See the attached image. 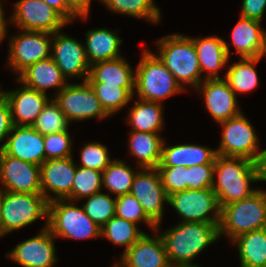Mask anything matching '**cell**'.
I'll return each instance as SVG.
<instances>
[{"label": "cell", "instance_id": "cell-14", "mask_svg": "<svg viewBox=\"0 0 266 267\" xmlns=\"http://www.w3.org/2000/svg\"><path fill=\"white\" fill-rule=\"evenodd\" d=\"M0 190L41 194L40 166L0 150Z\"/></svg>", "mask_w": 266, "mask_h": 267}, {"label": "cell", "instance_id": "cell-45", "mask_svg": "<svg viewBox=\"0 0 266 267\" xmlns=\"http://www.w3.org/2000/svg\"><path fill=\"white\" fill-rule=\"evenodd\" d=\"M266 0H243L240 17L262 22Z\"/></svg>", "mask_w": 266, "mask_h": 267}, {"label": "cell", "instance_id": "cell-11", "mask_svg": "<svg viewBox=\"0 0 266 267\" xmlns=\"http://www.w3.org/2000/svg\"><path fill=\"white\" fill-rule=\"evenodd\" d=\"M8 66L18 75L28 66L51 57L52 34L22 30L9 40Z\"/></svg>", "mask_w": 266, "mask_h": 267}, {"label": "cell", "instance_id": "cell-43", "mask_svg": "<svg viewBox=\"0 0 266 267\" xmlns=\"http://www.w3.org/2000/svg\"><path fill=\"white\" fill-rule=\"evenodd\" d=\"M215 163L187 167V189L212 188Z\"/></svg>", "mask_w": 266, "mask_h": 267}, {"label": "cell", "instance_id": "cell-29", "mask_svg": "<svg viewBox=\"0 0 266 267\" xmlns=\"http://www.w3.org/2000/svg\"><path fill=\"white\" fill-rule=\"evenodd\" d=\"M231 243L238 247L241 267H266V228L240 234Z\"/></svg>", "mask_w": 266, "mask_h": 267}, {"label": "cell", "instance_id": "cell-54", "mask_svg": "<svg viewBox=\"0 0 266 267\" xmlns=\"http://www.w3.org/2000/svg\"><path fill=\"white\" fill-rule=\"evenodd\" d=\"M111 267H121V266L116 261L115 263H113V265Z\"/></svg>", "mask_w": 266, "mask_h": 267}, {"label": "cell", "instance_id": "cell-7", "mask_svg": "<svg viewBox=\"0 0 266 267\" xmlns=\"http://www.w3.org/2000/svg\"><path fill=\"white\" fill-rule=\"evenodd\" d=\"M0 216L6 234L12 233L42 217L48 221V201L42 194L0 190Z\"/></svg>", "mask_w": 266, "mask_h": 267}, {"label": "cell", "instance_id": "cell-10", "mask_svg": "<svg viewBox=\"0 0 266 267\" xmlns=\"http://www.w3.org/2000/svg\"><path fill=\"white\" fill-rule=\"evenodd\" d=\"M68 121L104 119L110 117L103 109L100 100L88 81L69 83L53 98Z\"/></svg>", "mask_w": 266, "mask_h": 267}, {"label": "cell", "instance_id": "cell-48", "mask_svg": "<svg viewBox=\"0 0 266 267\" xmlns=\"http://www.w3.org/2000/svg\"><path fill=\"white\" fill-rule=\"evenodd\" d=\"M254 162L258 182L266 181V149L259 150Z\"/></svg>", "mask_w": 266, "mask_h": 267}, {"label": "cell", "instance_id": "cell-41", "mask_svg": "<svg viewBox=\"0 0 266 267\" xmlns=\"http://www.w3.org/2000/svg\"><path fill=\"white\" fill-rule=\"evenodd\" d=\"M108 153V147L99 142L87 143L80 151L82 163L77 166L103 171L112 161Z\"/></svg>", "mask_w": 266, "mask_h": 267}, {"label": "cell", "instance_id": "cell-52", "mask_svg": "<svg viewBox=\"0 0 266 267\" xmlns=\"http://www.w3.org/2000/svg\"><path fill=\"white\" fill-rule=\"evenodd\" d=\"M265 55H266V37H265V40H264L263 49H262L260 57L263 58Z\"/></svg>", "mask_w": 266, "mask_h": 267}, {"label": "cell", "instance_id": "cell-21", "mask_svg": "<svg viewBox=\"0 0 266 267\" xmlns=\"http://www.w3.org/2000/svg\"><path fill=\"white\" fill-rule=\"evenodd\" d=\"M121 267H170L167 253L159 234L147 233L122 254Z\"/></svg>", "mask_w": 266, "mask_h": 267}, {"label": "cell", "instance_id": "cell-39", "mask_svg": "<svg viewBox=\"0 0 266 267\" xmlns=\"http://www.w3.org/2000/svg\"><path fill=\"white\" fill-rule=\"evenodd\" d=\"M115 216L135 224L142 221L155 233L157 225L146 215L141 203L131 194L116 197Z\"/></svg>", "mask_w": 266, "mask_h": 267}, {"label": "cell", "instance_id": "cell-46", "mask_svg": "<svg viewBox=\"0 0 266 267\" xmlns=\"http://www.w3.org/2000/svg\"><path fill=\"white\" fill-rule=\"evenodd\" d=\"M48 6L57 11L68 23L76 20L79 16L67 5L66 0H42Z\"/></svg>", "mask_w": 266, "mask_h": 267}, {"label": "cell", "instance_id": "cell-20", "mask_svg": "<svg viewBox=\"0 0 266 267\" xmlns=\"http://www.w3.org/2000/svg\"><path fill=\"white\" fill-rule=\"evenodd\" d=\"M20 84L14 91L6 90L4 96L10 107L13 125L32 126L50 97Z\"/></svg>", "mask_w": 266, "mask_h": 267}, {"label": "cell", "instance_id": "cell-4", "mask_svg": "<svg viewBox=\"0 0 266 267\" xmlns=\"http://www.w3.org/2000/svg\"><path fill=\"white\" fill-rule=\"evenodd\" d=\"M219 237L230 241L240 234L266 228V190L258 189L248 198L220 207Z\"/></svg>", "mask_w": 266, "mask_h": 267}, {"label": "cell", "instance_id": "cell-28", "mask_svg": "<svg viewBox=\"0 0 266 267\" xmlns=\"http://www.w3.org/2000/svg\"><path fill=\"white\" fill-rule=\"evenodd\" d=\"M129 151L137 159L139 168H157L162 152L164 138L160 133H148L139 131H130Z\"/></svg>", "mask_w": 266, "mask_h": 267}, {"label": "cell", "instance_id": "cell-35", "mask_svg": "<svg viewBox=\"0 0 266 267\" xmlns=\"http://www.w3.org/2000/svg\"><path fill=\"white\" fill-rule=\"evenodd\" d=\"M134 222L124 220L117 216L111 218L102 228L101 237H106L113 244L124 246L125 253L143 235Z\"/></svg>", "mask_w": 266, "mask_h": 267}, {"label": "cell", "instance_id": "cell-9", "mask_svg": "<svg viewBox=\"0 0 266 267\" xmlns=\"http://www.w3.org/2000/svg\"><path fill=\"white\" fill-rule=\"evenodd\" d=\"M222 127L217 155L243 157L255 161L260 146L254 126L241 112L239 115L219 123Z\"/></svg>", "mask_w": 266, "mask_h": 267}, {"label": "cell", "instance_id": "cell-16", "mask_svg": "<svg viewBox=\"0 0 266 267\" xmlns=\"http://www.w3.org/2000/svg\"><path fill=\"white\" fill-rule=\"evenodd\" d=\"M56 239L48 228V221L41 233L20 242L6 255L14 263L22 267H53L57 262Z\"/></svg>", "mask_w": 266, "mask_h": 267}, {"label": "cell", "instance_id": "cell-49", "mask_svg": "<svg viewBox=\"0 0 266 267\" xmlns=\"http://www.w3.org/2000/svg\"><path fill=\"white\" fill-rule=\"evenodd\" d=\"M2 0H0V42H2V40L5 38V36L7 35V29H8V25H7V18L5 17V12L3 9V5H2ZM1 44V43H0Z\"/></svg>", "mask_w": 266, "mask_h": 267}, {"label": "cell", "instance_id": "cell-31", "mask_svg": "<svg viewBox=\"0 0 266 267\" xmlns=\"http://www.w3.org/2000/svg\"><path fill=\"white\" fill-rule=\"evenodd\" d=\"M261 57L239 58V62L230 65L224 79L228 82L230 88L237 93H250L258 86V74L255 65Z\"/></svg>", "mask_w": 266, "mask_h": 267}, {"label": "cell", "instance_id": "cell-42", "mask_svg": "<svg viewBox=\"0 0 266 267\" xmlns=\"http://www.w3.org/2000/svg\"><path fill=\"white\" fill-rule=\"evenodd\" d=\"M167 196L187 190V172L182 166L157 167Z\"/></svg>", "mask_w": 266, "mask_h": 267}, {"label": "cell", "instance_id": "cell-8", "mask_svg": "<svg viewBox=\"0 0 266 267\" xmlns=\"http://www.w3.org/2000/svg\"><path fill=\"white\" fill-rule=\"evenodd\" d=\"M168 204L178 213L181 222H220L221 208L212 188L173 193L168 196Z\"/></svg>", "mask_w": 266, "mask_h": 267}, {"label": "cell", "instance_id": "cell-30", "mask_svg": "<svg viewBox=\"0 0 266 267\" xmlns=\"http://www.w3.org/2000/svg\"><path fill=\"white\" fill-rule=\"evenodd\" d=\"M163 104L138 99L126 119L132 131L160 133L164 127Z\"/></svg>", "mask_w": 266, "mask_h": 267}, {"label": "cell", "instance_id": "cell-24", "mask_svg": "<svg viewBox=\"0 0 266 267\" xmlns=\"http://www.w3.org/2000/svg\"><path fill=\"white\" fill-rule=\"evenodd\" d=\"M216 149L198 144L162 145L161 159L158 167H193L202 164L215 163Z\"/></svg>", "mask_w": 266, "mask_h": 267}, {"label": "cell", "instance_id": "cell-15", "mask_svg": "<svg viewBox=\"0 0 266 267\" xmlns=\"http://www.w3.org/2000/svg\"><path fill=\"white\" fill-rule=\"evenodd\" d=\"M51 51V58L66 79L76 77L87 81L91 65L82 42L58 31L52 34Z\"/></svg>", "mask_w": 266, "mask_h": 267}, {"label": "cell", "instance_id": "cell-18", "mask_svg": "<svg viewBox=\"0 0 266 267\" xmlns=\"http://www.w3.org/2000/svg\"><path fill=\"white\" fill-rule=\"evenodd\" d=\"M195 90L203 95L204 104L216 123L239 115L237 96L223 79H204Z\"/></svg>", "mask_w": 266, "mask_h": 267}, {"label": "cell", "instance_id": "cell-13", "mask_svg": "<svg viewBox=\"0 0 266 267\" xmlns=\"http://www.w3.org/2000/svg\"><path fill=\"white\" fill-rule=\"evenodd\" d=\"M10 21L19 30L55 33L68 22L42 0H19Z\"/></svg>", "mask_w": 266, "mask_h": 267}, {"label": "cell", "instance_id": "cell-2", "mask_svg": "<svg viewBox=\"0 0 266 267\" xmlns=\"http://www.w3.org/2000/svg\"><path fill=\"white\" fill-rule=\"evenodd\" d=\"M253 182H258L254 161L243 157L216 156L212 189L220 207L251 196L258 190L250 187Z\"/></svg>", "mask_w": 266, "mask_h": 267}, {"label": "cell", "instance_id": "cell-1", "mask_svg": "<svg viewBox=\"0 0 266 267\" xmlns=\"http://www.w3.org/2000/svg\"><path fill=\"white\" fill-rule=\"evenodd\" d=\"M219 223L179 222L160 233L170 265L192 263L206 247L219 240Z\"/></svg>", "mask_w": 266, "mask_h": 267}, {"label": "cell", "instance_id": "cell-6", "mask_svg": "<svg viewBox=\"0 0 266 267\" xmlns=\"http://www.w3.org/2000/svg\"><path fill=\"white\" fill-rule=\"evenodd\" d=\"M75 203L67 199L48 202V228L52 235L74 240L100 238L101 228Z\"/></svg>", "mask_w": 266, "mask_h": 267}, {"label": "cell", "instance_id": "cell-53", "mask_svg": "<svg viewBox=\"0 0 266 267\" xmlns=\"http://www.w3.org/2000/svg\"><path fill=\"white\" fill-rule=\"evenodd\" d=\"M5 90L1 89V85H0V99L4 96Z\"/></svg>", "mask_w": 266, "mask_h": 267}, {"label": "cell", "instance_id": "cell-27", "mask_svg": "<svg viewBox=\"0 0 266 267\" xmlns=\"http://www.w3.org/2000/svg\"><path fill=\"white\" fill-rule=\"evenodd\" d=\"M87 81L107 83L120 87H135V70L121 56L92 64Z\"/></svg>", "mask_w": 266, "mask_h": 267}, {"label": "cell", "instance_id": "cell-38", "mask_svg": "<svg viewBox=\"0 0 266 267\" xmlns=\"http://www.w3.org/2000/svg\"><path fill=\"white\" fill-rule=\"evenodd\" d=\"M109 195L102 192L93 194L82 205L86 215L100 228L115 216L116 198Z\"/></svg>", "mask_w": 266, "mask_h": 267}, {"label": "cell", "instance_id": "cell-3", "mask_svg": "<svg viewBox=\"0 0 266 267\" xmlns=\"http://www.w3.org/2000/svg\"><path fill=\"white\" fill-rule=\"evenodd\" d=\"M156 44L157 56L184 90L185 85L195 89L204 80L192 37L174 33L161 37Z\"/></svg>", "mask_w": 266, "mask_h": 267}, {"label": "cell", "instance_id": "cell-25", "mask_svg": "<svg viewBox=\"0 0 266 267\" xmlns=\"http://www.w3.org/2000/svg\"><path fill=\"white\" fill-rule=\"evenodd\" d=\"M230 36L240 58L260 57L266 37L261 22L240 17Z\"/></svg>", "mask_w": 266, "mask_h": 267}, {"label": "cell", "instance_id": "cell-12", "mask_svg": "<svg viewBox=\"0 0 266 267\" xmlns=\"http://www.w3.org/2000/svg\"><path fill=\"white\" fill-rule=\"evenodd\" d=\"M130 194L141 203L146 215L157 225L155 232H159L168 196L157 168H140L134 176Z\"/></svg>", "mask_w": 266, "mask_h": 267}, {"label": "cell", "instance_id": "cell-5", "mask_svg": "<svg viewBox=\"0 0 266 267\" xmlns=\"http://www.w3.org/2000/svg\"><path fill=\"white\" fill-rule=\"evenodd\" d=\"M135 90L138 99L161 104L165 98L185 91L157 54L148 49L142 52L135 69Z\"/></svg>", "mask_w": 266, "mask_h": 267}, {"label": "cell", "instance_id": "cell-34", "mask_svg": "<svg viewBox=\"0 0 266 267\" xmlns=\"http://www.w3.org/2000/svg\"><path fill=\"white\" fill-rule=\"evenodd\" d=\"M108 10L126 16L145 19L151 23L161 20L160 8L154 0H100Z\"/></svg>", "mask_w": 266, "mask_h": 267}, {"label": "cell", "instance_id": "cell-44", "mask_svg": "<svg viewBox=\"0 0 266 267\" xmlns=\"http://www.w3.org/2000/svg\"><path fill=\"white\" fill-rule=\"evenodd\" d=\"M12 128L13 122L10 107L5 96H3L0 99V142L3 141L4 143L0 144V150L3 149L7 136L10 134Z\"/></svg>", "mask_w": 266, "mask_h": 267}, {"label": "cell", "instance_id": "cell-50", "mask_svg": "<svg viewBox=\"0 0 266 267\" xmlns=\"http://www.w3.org/2000/svg\"><path fill=\"white\" fill-rule=\"evenodd\" d=\"M170 267H200V266L193 264V263H178V264L171 265Z\"/></svg>", "mask_w": 266, "mask_h": 267}, {"label": "cell", "instance_id": "cell-22", "mask_svg": "<svg viewBox=\"0 0 266 267\" xmlns=\"http://www.w3.org/2000/svg\"><path fill=\"white\" fill-rule=\"evenodd\" d=\"M201 73L206 72L204 79H223L219 70L226 67L230 58L227 42L218 36L192 37Z\"/></svg>", "mask_w": 266, "mask_h": 267}, {"label": "cell", "instance_id": "cell-47", "mask_svg": "<svg viewBox=\"0 0 266 267\" xmlns=\"http://www.w3.org/2000/svg\"><path fill=\"white\" fill-rule=\"evenodd\" d=\"M67 5L79 16L86 20L89 15L91 0H66Z\"/></svg>", "mask_w": 266, "mask_h": 267}, {"label": "cell", "instance_id": "cell-23", "mask_svg": "<svg viewBox=\"0 0 266 267\" xmlns=\"http://www.w3.org/2000/svg\"><path fill=\"white\" fill-rule=\"evenodd\" d=\"M17 77V82L44 94H47V89L56 88L57 91L53 96L68 84V79L62 75L61 70L51 57L28 66Z\"/></svg>", "mask_w": 266, "mask_h": 267}, {"label": "cell", "instance_id": "cell-51", "mask_svg": "<svg viewBox=\"0 0 266 267\" xmlns=\"http://www.w3.org/2000/svg\"><path fill=\"white\" fill-rule=\"evenodd\" d=\"M6 234L4 228H3V225H2V220H1V216H0V238L2 236H4Z\"/></svg>", "mask_w": 266, "mask_h": 267}, {"label": "cell", "instance_id": "cell-32", "mask_svg": "<svg viewBox=\"0 0 266 267\" xmlns=\"http://www.w3.org/2000/svg\"><path fill=\"white\" fill-rule=\"evenodd\" d=\"M105 112L112 116L135 97V87H120L101 82H89Z\"/></svg>", "mask_w": 266, "mask_h": 267}, {"label": "cell", "instance_id": "cell-40", "mask_svg": "<svg viewBox=\"0 0 266 267\" xmlns=\"http://www.w3.org/2000/svg\"><path fill=\"white\" fill-rule=\"evenodd\" d=\"M71 139L68 130L44 135L45 161L73 157Z\"/></svg>", "mask_w": 266, "mask_h": 267}, {"label": "cell", "instance_id": "cell-33", "mask_svg": "<svg viewBox=\"0 0 266 267\" xmlns=\"http://www.w3.org/2000/svg\"><path fill=\"white\" fill-rule=\"evenodd\" d=\"M105 187L115 197L130 194L133 179L137 171L123 160H112L110 164L102 171Z\"/></svg>", "mask_w": 266, "mask_h": 267}, {"label": "cell", "instance_id": "cell-36", "mask_svg": "<svg viewBox=\"0 0 266 267\" xmlns=\"http://www.w3.org/2000/svg\"><path fill=\"white\" fill-rule=\"evenodd\" d=\"M103 173L96 169L77 166L71 191V201L78 202L99 193L102 189Z\"/></svg>", "mask_w": 266, "mask_h": 267}, {"label": "cell", "instance_id": "cell-37", "mask_svg": "<svg viewBox=\"0 0 266 267\" xmlns=\"http://www.w3.org/2000/svg\"><path fill=\"white\" fill-rule=\"evenodd\" d=\"M70 122L53 97L47 102L32 127L43 136L69 130Z\"/></svg>", "mask_w": 266, "mask_h": 267}, {"label": "cell", "instance_id": "cell-17", "mask_svg": "<svg viewBox=\"0 0 266 267\" xmlns=\"http://www.w3.org/2000/svg\"><path fill=\"white\" fill-rule=\"evenodd\" d=\"M76 173L73 157L49 159L40 165L41 194L48 202L58 199L71 201V191ZM53 192L50 195L49 192Z\"/></svg>", "mask_w": 266, "mask_h": 267}, {"label": "cell", "instance_id": "cell-26", "mask_svg": "<svg viewBox=\"0 0 266 267\" xmlns=\"http://www.w3.org/2000/svg\"><path fill=\"white\" fill-rule=\"evenodd\" d=\"M122 42L117 31L108 28L90 29L86 33V44H84L89 64L121 57Z\"/></svg>", "mask_w": 266, "mask_h": 267}, {"label": "cell", "instance_id": "cell-19", "mask_svg": "<svg viewBox=\"0 0 266 267\" xmlns=\"http://www.w3.org/2000/svg\"><path fill=\"white\" fill-rule=\"evenodd\" d=\"M2 151L40 166L45 161L44 136L32 126L13 125Z\"/></svg>", "mask_w": 266, "mask_h": 267}]
</instances>
